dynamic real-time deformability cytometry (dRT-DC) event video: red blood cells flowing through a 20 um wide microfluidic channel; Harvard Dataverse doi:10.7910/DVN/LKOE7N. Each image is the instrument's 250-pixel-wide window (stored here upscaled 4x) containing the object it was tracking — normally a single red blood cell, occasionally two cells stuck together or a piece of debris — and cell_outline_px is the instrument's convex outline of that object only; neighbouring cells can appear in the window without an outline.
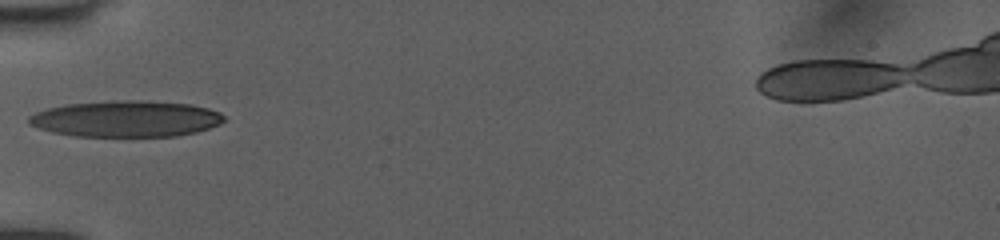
{"species": "human", "species_latin": "Homo sapiens", "temperature_condition": "room temperature", "stored_images_in_passage": 31, "camera_frame_rate_fps": 3000, "um_per_image_px": 0.085, "donor": {"sex": "female"}, "frame": {"image": 1, "passage_image": 1, "time_ms": 0.0, "image_size_px": [1000, 240], "cell_outline_px": [[224, 120], [220, 124], [196, 132], [176, 136], [76, 136], [52, 132], [28, 124], [28, 116], [36, 112], [48, 108], [64, 104], [116, 100], [140, 100], [188, 104], [208, 108], [220, 112], [224, 116]], "centroid_in_image_um": [10.69, 10.09], "position_along_channel_um": 74.3, "area_um2": 41.21}}
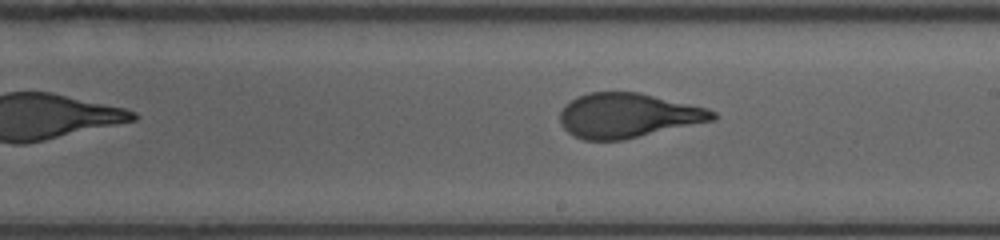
{"frame": {"image": 2, "passage_image": 13, "time_ms": 4.0, "image_size_px": [1000, 240], "cell_outline_px": [[716, 120], [624, 140], [584, 140], [572, 136], [564, 128], [560, 120], [560, 112], [576, 96], [588, 92], [640, 92], [708, 108], [716, 112]], "centroid_in_image_um": [53.4, 9.82], "position_along_channel_um": 235.6, "area_um2": 39.82}}
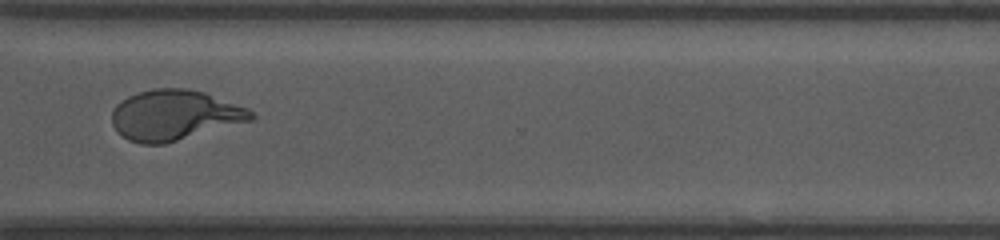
{"frame": {"image": 3, "passage_image": 22, "time_ms": 7.0, "image_size_px": [1000, 240], "cell_outline_px": [[256, 116], [252, 120], [164, 144], [140, 144], [128, 140], [116, 132], [112, 124], [112, 112], [116, 104], [120, 100], [128, 96], [152, 88], [188, 88], [204, 92], [248, 108]], "centroid_in_image_um": [14.8, 9.79], "position_along_channel_um": 355.8, "area_um2": 40.86}, "authors_computed_cell_mechanics": {"area_um2": 40.5178, "velocity_mm_per_s": 4.0222, "shape_relaxation_time_tau1_ms": 4.4625, "shape_relaxation_time_tau2_ms": null, "deformation_change_tau1": 0.227, "deformation_change_tau2": null}}